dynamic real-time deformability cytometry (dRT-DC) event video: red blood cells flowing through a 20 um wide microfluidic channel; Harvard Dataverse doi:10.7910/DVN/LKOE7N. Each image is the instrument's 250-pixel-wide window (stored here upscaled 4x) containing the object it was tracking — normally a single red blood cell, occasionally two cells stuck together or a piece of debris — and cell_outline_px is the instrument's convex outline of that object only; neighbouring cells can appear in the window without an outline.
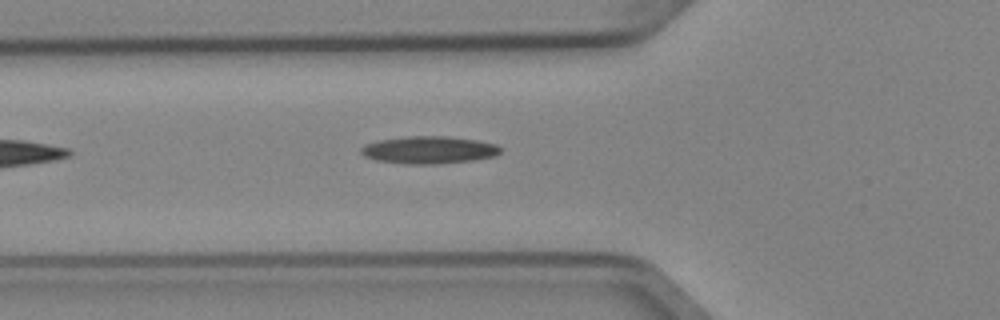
{"species": "Egyptian fruit bat (a non-hibernating species)", "species_latin": "Rousettus aegyptiacus", "temperature_condition": "cold", "stored_images_in_passage": 4, "camera_frame_rate_fps": 3000, "um_per_image_px": 0.085, "animal": {"sex": "female"}, "frame": {"image": 1, "passage_image": 4, "time_ms": 1.0, "image_size_px": [1000, 320], "cell_outline_px": [[500, 152], [496, 156], [472, 160], [436, 164], [408, 164], [376, 160], [364, 156], [360, 152], [360, 148], [364, 144], [380, 140], [408, 136], [448, 136], [476, 140], [496, 144], [500, 148]], "centroid_in_image_um": [36.44, 12.74], "position_along_channel_um": 89.4, "area_um2": 22.25}}